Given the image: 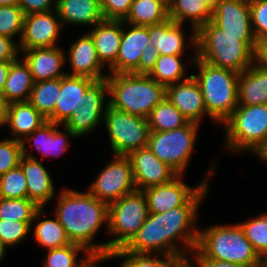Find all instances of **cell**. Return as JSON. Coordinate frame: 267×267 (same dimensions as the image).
I'll list each match as a JSON object with an SVG mask.
<instances>
[{
  "label": "cell",
  "mask_w": 267,
  "mask_h": 267,
  "mask_svg": "<svg viewBox=\"0 0 267 267\" xmlns=\"http://www.w3.org/2000/svg\"><path fill=\"white\" fill-rule=\"evenodd\" d=\"M238 224L258 255L267 253V213Z\"/></svg>",
  "instance_id": "39"
},
{
  "label": "cell",
  "mask_w": 267,
  "mask_h": 267,
  "mask_svg": "<svg viewBox=\"0 0 267 267\" xmlns=\"http://www.w3.org/2000/svg\"><path fill=\"white\" fill-rule=\"evenodd\" d=\"M36 224L33 228L34 238L43 248L55 249L71 243L56 216L53 219L41 220Z\"/></svg>",
  "instance_id": "36"
},
{
  "label": "cell",
  "mask_w": 267,
  "mask_h": 267,
  "mask_svg": "<svg viewBox=\"0 0 267 267\" xmlns=\"http://www.w3.org/2000/svg\"><path fill=\"white\" fill-rule=\"evenodd\" d=\"M192 259L194 258V263L196 262L198 267H246L240 264H235L232 262H224V261H218V260H212L208 258L202 257L195 249L192 251ZM193 262L189 261V258H187L185 264L188 267H195L192 264Z\"/></svg>",
  "instance_id": "49"
},
{
  "label": "cell",
  "mask_w": 267,
  "mask_h": 267,
  "mask_svg": "<svg viewBox=\"0 0 267 267\" xmlns=\"http://www.w3.org/2000/svg\"><path fill=\"white\" fill-rule=\"evenodd\" d=\"M105 95H108L106 79L95 81L84 93L82 105L75 108L63 124L64 127H67L75 137H81L95 130L101 118L103 120L109 105Z\"/></svg>",
  "instance_id": "13"
},
{
  "label": "cell",
  "mask_w": 267,
  "mask_h": 267,
  "mask_svg": "<svg viewBox=\"0 0 267 267\" xmlns=\"http://www.w3.org/2000/svg\"><path fill=\"white\" fill-rule=\"evenodd\" d=\"M61 88V78L34 82L29 103L46 119L54 112Z\"/></svg>",
  "instance_id": "33"
},
{
  "label": "cell",
  "mask_w": 267,
  "mask_h": 267,
  "mask_svg": "<svg viewBox=\"0 0 267 267\" xmlns=\"http://www.w3.org/2000/svg\"><path fill=\"white\" fill-rule=\"evenodd\" d=\"M168 15L181 24L189 20L193 27L189 40L196 50V31L212 20V9L203 0H173L168 6Z\"/></svg>",
  "instance_id": "29"
},
{
  "label": "cell",
  "mask_w": 267,
  "mask_h": 267,
  "mask_svg": "<svg viewBox=\"0 0 267 267\" xmlns=\"http://www.w3.org/2000/svg\"><path fill=\"white\" fill-rule=\"evenodd\" d=\"M57 127L58 124L47 120L39 128L34 130L31 135H28L21 141L22 146H26V143L30 142V146L33 143L38 152L44 156H61L70 146L68 137H76L67 127H63L66 133L57 130Z\"/></svg>",
  "instance_id": "24"
},
{
  "label": "cell",
  "mask_w": 267,
  "mask_h": 267,
  "mask_svg": "<svg viewBox=\"0 0 267 267\" xmlns=\"http://www.w3.org/2000/svg\"><path fill=\"white\" fill-rule=\"evenodd\" d=\"M129 158L136 190L165 184L178 174L163 161H160L146 146L130 152Z\"/></svg>",
  "instance_id": "15"
},
{
  "label": "cell",
  "mask_w": 267,
  "mask_h": 267,
  "mask_svg": "<svg viewBox=\"0 0 267 267\" xmlns=\"http://www.w3.org/2000/svg\"><path fill=\"white\" fill-rule=\"evenodd\" d=\"M5 116H0V127L4 125Z\"/></svg>",
  "instance_id": "59"
},
{
  "label": "cell",
  "mask_w": 267,
  "mask_h": 267,
  "mask_svg": "<svg viewBox=\"0 0 267 267\" xmlns=\"http://www.w3.org/2000/svg\"><path fill=\"white\" fill-rule=\"evenodd\" d=\"M177 267H187L186 264H179Z\"/></svg>",
  "instance_id": "61"
},
{
  "label": "cell",
  "mask_w": 267,
  "mask_h": 267,
  "mask_svg": "<svg viewBox=\"0 0 267 267\" xmlns=\"http://www.w3.org/2000/svg\"><path fill=\"white\" fill-rule=\"evenodd\" d=\"M253 64L267 70V35L259 37L255 41Z\"/></svg>",
  "instance_id": "50"
},
{
  "label": "cell",
  "mask_w": 267,
  "mask_h": 267,
  "mask_svg": "<svg viewBox=\"0 0 267 267\" xmlns=\"http://www.w3.org/2000/svg\"><path fill=\"white\" fill-rule=\"evenodd\" d=\"M22 156L21 141L13 138L0 141V176L19 166Z\"/></svg>",
  "instance_id": "43"
},
{
  "label": "cell",
  "mask_w": 267,
  "mask_h": 267,
  "mask_svg": "<svg viewBox=\"0 0 267 267\" xmlns=\"http://www.w3.org/2000/svg\"><path fill=\"white\" fill-rule=\"evenodd\" d=\"M220 0H203L212 10L216 7Z\"/></svg>",
  "instance_id": "56"
},
{
  "label": "cell",
  "mask_w": 267,
  "mask_h": 267,
  "mask_svg": "<svg viewBox=\"0 0 267 267\" xmlns=\"http://www.w3.org/2000/svg\"><path fill=\"white\" fill-rule=\"evenodd\" d=\"M0 198H28L27 181L20 166L0 176Z\"/></svg>",
  "instance_id": "40"
},
{
  "label": "cell",
  "mask_w": 267,
  "mask_h": 267,
  "mask_svg": "<svg viewBox=\"0 0 267 267\" xmlns=\"http://www.w3.org/2000/svg\"><path fill=\"white\" fill-rule=\"evenodd\" d=\"M19 52L17 41L0 35V62L16 60L19 57Z\"/></svg>",
  "instance_id": "48"
},
{
  "label": "cell",
  "mask_w": 267,
  "mask_h": 267,
  "mask_svg": "<svg viewBox=\"0 0 267 267\" xmlns=\"http://www.w3.org/2000/svg\"><path fill=\"white\" fill-rule=\"evenodd\" d=\"M62 27L64 26L56 9L44 13L26 14L22 36L20 41L18 39L19 51L56 46Z\"/></svg>",
  "instance_id": "14"
},
{
  "label": "cell",
  "mask_w": 267,
  "mask_h": 267,
  "mask_svg": "<svg viewBox=\"0 0 267 267\" xmlns=\"http://www.w3.org/2000/svg\"><path fill=\"white\" fill-rule=\"evenodd\" d=\"M252 29L255 38L267 35V0H250Z\"/></svg>",
  "instance_id": "44"
},
{
  "label": "cell",
  "mask_w": 267,
  "mask_h": 267,
  "mask_svg": "<svg viewBox=\"0 0 267 267\" xmlns=\"http://www.w3.org/2000/svg\"><path fill=\"white\" fill-rule=\"evenodd\" d=\"M7 103L4 101L2 92L0 91V116H5Z\"/></svg>",
  "instance_id": "53"
},
{
  "label": "cell",
  "mask_w": 267,
  "mask_h": 267,
  "mask_svg": "<svg viewBox=\"0 0 267 267\" xmlns=\"http://www.w3.org/2000/svg\"><path fill=\"white\" fill-rule=\"evenodd\" d=\"M166 98L189 122L200 124L202 117L208 116L201 88L193 75L167 86Z\"/></svg>",
  "instance_id": "16"
},
{
  "label": "cell",
  "mask_w": 267,
  "mask_h": 267,
  "mask_svg": "<svg viewBox=\"0 0 267 267\" xmlns=\"http://www.w3.org/2000/svg\"><path fill=\"white\" fill-rule=\"evenodd\" d=\"M11 61L0 62V91L2 92L8 77Z\"/></svg>",
  "instance_id": "51"
},
{
  "label": "cell",
  "mask_w": 267,
  "mask_h": 267,
  "mask_svg": "<svg viewBox=\"0 0 267 267\" xmlns=\"http://www.w3.org/2000/svg\"><path fill=\"white\" fill-rule=\"evenodd\" d=\"M96 80L66 74L61 78V88L52 115L47 119L58 125L64 124L75 108L82 105L83 95Z\"/></svg>",
  "instance_id": "20"
},
{
  "label": "cell",
  "mask_w": 267,
  "mask_h": 267,
  "mask_svg": "<svg viewBox=\"0 0 267 267\" xmlns=\"http://www.w3.org/2000/svg\"><path fill=\"white\" fill-rule=\"evenodd\" d=\"M199 206L182 205L165 213H149L145 223L122 249L151 255L157 252L185 264L187 254L191 255L189 252L196 248L198 241L199 228L194 224ZM177 239L183 242L184 247H178Z\"/></svg>",
  "instance_id": "1"
},
{
  "label": "cell",
  "mask_w": 267,
  "mask_h": 267,
  "mask_svg": "<svg viewBox=\"0 0 267 267\" xmlns=\"http://www.w3.org/2000/svg\"><path fill=\"white\" fill-rule=\"evenodd\" d=\"M195 250L204 258L258 267L260 256L239 224L215 225L198 232Z\"/></svg>",
  "instance_id": "6"
},
{
  "label": "cell",
  "mask_w": 267,
  "mask_h": 267,
  "mask_svg": "<svg viewBox=\"0 0 267 267\" xmlns=\"http://www.w3.org/2000/svg\"><path fill=\"white\" fill-rule=\"evenodd\" d=\"M57 0H20L19 7L24 14L44 13L56 9Z\"/></svg>",
  "instance_id": "47"
},
{
  "label": "cell",
  "mask_w": 267,
  "mask_h": 267,
  "mask_svg": "<svg viewBox=\"0 0 267 267\" xmlns=\"http://www.w3.org/2000/svg\"><path fill=\"white\" fill-rule=\"evenodd\" d=\"M20 0H0V6L19 5Z\"/></svg>",
  "instance_id": "54"
},
{
  "label": "cell",
  "mask_w": 267,
  "mask_h": 267,
  "mask_svg": "<svg viewBox=\"0 0 267 267\" xmlns=\"http://www.w3.org/2000/svg\"><path fill=\"white\" fill-rule=\"evenodd\" d=\"M191 63L197 66L198 82L208 117L217 123H224L238 106L239 73L212 66L196 57Z\"/></svg>",
  "instance_id": "5"
},
{
  "label": "cell",
  "mask_w": 267,
  "mask_h": 267,
  "mask_svg": "<svg viewBox=\"0 0 267 267\" xmlns=\"http://www.w3.org/2000/svg\"><path fill=\"white\" fill-rule=\"evenodd\" d=\"M35 221L0 220V244L6 249L23 242Z\"/></svg>",
  "instance_id": "42"
},
{
  "label": "cell",
  "mask_w": 267,
  "mask_h": 267,
  "mask_svg": "<svg viewBox=\"0 0 267 267\" xmlns=\"http://www.w3.org/2000/svg\"><path fill=\"white\" fill-rule=\"evenodd\" d=\"M23 156L20 167L25 175L28 188V199L43 208L47 202L55 197L54 185L51 176L45 167L33 154L27 152L26 146H22Z\"/></svg>",
  "instance_id": "19"
},
{
  "label": "cell",
  "mask_w": 267,
  "mask_h": 267,
  "mask_svg": "<svg viewBox=\"0 0 267 267\" xmlns=\"http://www.w3.org/2000/svg\"><path fill=\"white\" fill-rule=\"evenodd\" d=\"M123 20H102L95 24L90 36L93 39L99 60L110 68L117 59L122 37Z\"/></svg>",
  "instance_id": "23"
},
{
  "label": "cell",
  "mask_w": 267,
  "mask_h": 267,
  "mask_svg": "<svg viewBox=\"0 0 267 267\" xmlns=\"http://www.w3.org/2000/svg\"><path fill=\"white\" fill-rule=\"evenodd\" d=\"M159 56L160 52L157 47H153L150 44L147 45L142 51L138 66L131 73L149 75L155 67L156 61Z\"/></svg>",
  "instance_id": "46"
},
{
  "label": "cell",
  "mask_w": 267,
  "mask_h": 267,
  "mask_svg": "<svg viewBox=\"0 0 267 267\" xmlns=\"http://www.w3.org/2000/svg\"><path fill=\"white\" fill-rule=\"evenodd\" d=\"M135 190L132 165L125 155H115L87 188L92 196L108 205Z\"/></svg>",
  "instance_id": "12"
},
{
  "label": "cell",
  "mask_w": 267,
  "mask_h": 267,
  "mask_svg": "<svg viewBox=\"0 0 267 267\" xmlns=\"http://www.w3.org/2000/svg\"><path fill=\"white\" fill-rule=\"evenodd\" d=\"M80 251L85 253L86 258H81L82 260H79L81 262L78 263L77 257ZM90 255L92 254L82 245L70 243L63 247L49 249L43 267H80Z\"/></svg>",
  "instance_id": "38"
},
{
  "label": "cell",
  "mask_w": 267,
  "mask_h": 267,
  "mask_svg": "<svg viewBox=\"0 0 267 267\" xmlns=\"http://www.w3.org/2000/svg\"><path fill=\"white\" fill-rule=\"evenodd\" d=\"M109 205L88 191L63 189L54 215L63 226L71 243L85 247L91 254L107 256V242L93 243L103 223L108 231Z\"/></svg>",
  "instance_id": "2"
},
{
  "label": "cell",
  "mask_w": 267,
  "mask_h": 267,
  "mask_svg": "<svg viewBox=\"0 0 267 267\" xmlns=\"http://www.w3.org/2000/svg\"><path fill=\"white\" fill-rule=\"evenodd\" d=\"M167 19H169L168 5L162 0H133L123 22L135 26H149L162 23Z\"/></svg>",
  "instance_id": "31"
},
{
  "label": "cell",
  "mask_w": 267,
  "mask_h": 267,
  "mask_svg": "<svg viewBox=\"0 0 267 267\" xmlns=\"http://www.w3.org/2000/svg\"><path fill=\"white\" fill-rule=\"evenodd\" d=\"M25 14L19 5L0 6V35L20 39L23 32Z\"/></svg>",
  "instance_id": "41"
},
{
  "label": "cell",
  "mask_w": 267,
  "mask_h": 267,
  "mask_svg": "<svg viewBox=\"0 0 267 267\" xmlns=\"http://www.w3.org/2000/svg\"><path fill=\"white\" fill-rule=\"evenodd\" d=\"M214 171L212 167L207 177L194 188L181 180L183 175H177L170 182L143 189L148 212L165 213L182 205H200L208 191V179Z\"/></svg>",
  "instance_id": "11"
},
{
  "label": "cell",
  "mask_w": 267,
  "mask_h": 267,
  "mask_svg": "<svg viewBox=\"0 0 267 267\" xmlns=\"http://www.w3.org/2000/svg\"><path fill=\"white\" fill-rule=\"evenodd\" d=\"M130 30L122 28V37L116 62L108 69L110 74L131 73L139 64L142 51L149 45L148 26L128 24Z\"/></svg>",
  "instance_id": "18"
},
{
  "label": "cell",
  "mask_w": 267,
  "mask_h": 267,
  "mask_svg": "<svg viewBox=\"0 0 267 267\" xmlns=\"http://www.w3.org/2000/svg\"><path fill=\"white\" fill-rule=\"evenodd\" d=\"M56 11L62 25H91L104 20L100 0H57Z\"/></svg>",
  "instance_id": "26"
},
{
  "label": "cell",
  "mask_w": 267,
  "mask_h": 267,
  "mask_svg": "<svg viewBox=\"0 0 267 267\" xmlns=\"http://www.w3.org/2000/svg\"><path fill=\"white\" fill-rule=\"evenodd\" d=\"M159 255V256H158ZM157 254L150 257L149 253H132L126 252L122 248L110 252L106 261L112 258H122L120 267H177L179 263L170 256Z\"/></svg>",
  "instance_id": "37"
},
{
  "label": "cell",
  "mask_w": 267,
  "mask_h": 267,
  "mask_svg": "<svg viewBox=\"0 0 267 267\" xmlns=\"http://www.w3.org/2000/svg\"><path fill=\"white\" fill-rule=\"evenodd\" d=\"M166 5L169 6V4L173 1V0H162Z\"/></svg>",
  "instance_id": "60"
},
{
  "label": "cell",
  "mask_w": 267,
  "mask_h": 267,
  "mask_svg": "<svg viewBox=\"0 0 267 267\" xmlns=\"http://www.w3.org/2000/svg\"><path fill=\"white\" fill-rule=\"evenodd\" d=\"M106 261L104 256L92 254L90 255L80 267H96L97 263Z\"/></svg>",
  "instance_id": "52"
},
{
  "label": "cell",
  "mask_w": 267,
  "mask_h": 267,
  "mask_svg": "<svg viewBox=\"0 0 267 267\" xmlns=\"http://www.w3.org/2000/svg\"><path fill=\"white\" fill-rule=\"evenodd\" d=\"M25 53V54H24ZM23 59L28 64L33 81L62 78L67 72L60 71L66 56L64 50L54 47L32 48L23 51Z\"/></svg>",
  "instance_id": "21"
},
{
  "label": "cell",
  "mask_w": 267,
  "mask_h": 267,
  "mask_svg": "<svg viewBox=\"0 0 267 267\" xmlns=\"http://www.w3.org/2000/svg\"><path fill=\"white\" fill-rule=\"evenodd\" d=\"M148 214L142 190H135L109 204L108 232L114 239L107 242V255L123 248L145 223Z\"/></svg>",
  "instance_id": "8"
},
{
  "label": "cell",
  "mask_w": 267,
  "mask_h": 267,
  "mask_svg": "<svg viewBox=\"0 0 267 267\" xmlns=\"http://www.w3.org/2000/svg\"><path fill=\"white\" fill-rule=\"evenodd\" d=\"M46 121L29 101L7 104L4 124L9 126L15 140L22 141Z\"/></svg>",
  "instance_id": "25"
},
{
  "label": "cell",
  "mask_w": 267,
  "mask_h": 267,
  "mask_svg": "<svg viewBox=\"0 0 267 267\" xmlns=\"http://www.w3.org/2000/svg\"><path fill=\"white\" fill-rule=\"evenodd\" d=\"M255 35L225 34L212 21L196 31V57L212 66L241 73L253 64Z\"/></svg>",
  "instance_id": "3"
},
{
  "label": "cell",
  "mask_w": 267,
  "mask_h": 267,
  "mask_svg": "<svg viewBox=\"0 0 267 267\" xmlns=\"http://www.w3.org/2000/svg\"><path fill=\"white\" fill-rule=\"evenodd\" d=\"M150 131H170L186 125L189 121L166 97L158 103L147 117Z\"/></svg>",
  "instance_id": "32"
},
{
  "label": "cell",
  "mask_w": 267,
  "mask_h": 267,
  "mask_svg": "<svg viewBox=\"0 0 267 267\" xmlns=\"http://www.w3.org/2000/svg\"><path fill=\"white\" fill-rule=\"evenodd\" d=\"M109 106L147 118L152 109L166 97V87L149 75L134 73L108 74Z\"/></svg>",
  "instance_id": "4"
},
{
  "label": "cell",
  "mask_w": 267,
  "mask_h": 267,
  "mask_svg": "<svg viewBox=\"0 0 267 267\" xmlns=\"http://www.w3.org/2000/svg\"><path fill=\"white\" fill-rule=\"evenodd\" d=\"M258 158L267 162V146L266 148L259 154Z\"/></svg>",
  "instance_id": "57"
},
{
  "label": "cell",
  "mask_w": 267,
  "mask_h": 267,
  "mask_svg": "<svg viewBox=\"0 0 267 267\" xmlns=\"http://www.w3.org/2000/svg\"><path fill=\"white\" fill-rule=\"evenodd\" d=\"M133 0H100L101 12L105 20H124Z\"/></svg>",
  "instance_id": "45"
},
{
  "label": "cell",
  "mask_w": 267,
  "mask_h": 267,
  "mask_svg": "<svg viewBox=\"0 0 267 267\" xmlns=\"http://www.w3.org/2000/svg\"><path fill=\"white\" fill-rule=\"evenodd\" d=\"M211 21L225 34L254 35L250 0H220L212 10Z\"/></svg>",
  "instance_id": "17"
},
{
  "label": "cell",
  "mask_w": 267,
  "mask_h": 267,
  "mask_svg": "<svg viewBox=\"0 0 267 267\" xmlns=\"http://www.w3.org/2000/svg\"><path fill=\"white\" fill-rule=\"evenodd\" d=\"M68 59L73 72L69 75L85 76L96 81L106 79L107 74H102L104 68L98 58L92 37L85 33L69 47Z\"/></svg>",
  "instance_id": "22"
},
{
  "label": "cell",
  "mask_w": 267,
  "mask_h": 267,
  "mask_svg": "<svg viewBox=\"0 0 267 267\" xmlns=\"http://www.w3.org/2000/svg\"><path fill=\"white\" fill-rule=\"evenodd\" d=\"M113 155H125L146 147L150 133L147 118L117 110L108 105L104 114Z\"/></svg>",
  "instance_id": "10"
},
{
  "label": "cell",
  "mask_w": 267,
  "mask_h": 267,
  "mask_svg": "<svg viewBox=\"0 0 267 267\" xmlns=\"http://www.w3.org/2000/svg\"><path fill=\"white\" fill-rule=\"evenodd\" d=\"M225 146L231 151L259 154L267 146V104L238 105L223 123Z\"/></svg>",
  "instance_id": "7"
},
{
  "label": "cell",
  "mask_w": 267,
  "mask_h": 267,
  "mask_svg": "<svg viewBox=\"0 0 267 267\" xmlns=\"http://www.w3.org/2000/svg\"><path fill=\"white\" fill-rule=\"evenodd\" d=\"M199 124L188 122L170 131H150L147 147L160 160L183 175L195 147Z\"/></svg>",
  "instance_id": "9"
},
{
  "label": "cell",
  "mask_w": 267,
  "mask_h": 267,
  "mask_svg": "<svg viewBox=\"0 0 267 267\" xmlns=\"http://www.w3.org/2000/svg\"><path fill=\"white\" fill-rule=\"evenodd\" d=\"M258 267H267V253L260 256Z\"/></svg>",
  "instance_id": "55"
},
{
  "label": "cell",
  "mask_w": 267,
  "mask_h": 267,
  "mask_svg": "<svg viewBox=\"0 0 267 267\" xmlns=\"http://www.w3.org/2000/svg\"><path fill=\"white\" fill-rule=\"evenodd\" d=\"M41 215L43 208L28 198H0V220L37 221Z\"/></svg>",
  "instance_id": "34"
},
{
  "label": "cell",
  "mask_w": 267,
  "mask_h": 267,
  "mask_svg": "<svg viewBox=\"0 0 267 267\" xmlns=\"http://www.w3.org/2000/svg\"><path fill=\"white\" fill-rule=\"evenodd\" d=\"M238 105L267 104V70L252 64L239 73Z\"/></svg>",
  "instance_id": "28"
},
{
  "label": "cell",
  "mask_w": 267,
  "mask_h": 267,
  "mask_svg": "<svg viewBox=\"0 0 267 267\" xmlns=\"http://www.w3.org/2000/svg\"><path fill=\"white\" fill-rule=\"evenodd\" d=\"M182 55H160L149 76L165 87L187 79Z\"/></svg>",
  "instance_id": "35"
},
{
  "label": "cell",
  "mask_w": 267,
  "mask_h": 267,
  "mask_svg": "<svg viewBox=\"0 0 267 267\" xmlns=\"http://www.w3.org/2000/svg\"><path fill=\"white\" fill-rule=\"evenodd\" d=\"M183 24L172 19L149 25V44L159 49L160 55H183L185 52V36Z\"/></svg>",
  "instance_id": "27"
},
{
  "label": "cell",
  "mask_w": 267,
  "mask_h": 267,
  "mask_svg": "<svg viewBox=\"0 0 267 267\" xmlns=\"http://www.w3.org/2000/svg\"><path fill=\"white\" fill-rule=\"evenodd\" d=\"M22 61V62H21ZM34 81L30 68L25 60L18 58L11 61L8 77L2 95L8 103L28 101Z\"/></svg>",
  "instance_id": "30"
},
{
  "label": "cell",
  "mask_w": 267,
  "mask_h": 267,
  "mask_svg": "<svg viewBox=\"0 0 267 267\" xmlns=\"http://www.w3.org/2000/svg\"><path fill=\"white\" fill-rule=\"evenodd\" d=\"M6 249L0 244V261L4 258Z\"/></svg>",
  "instance_id": "58"
}]
</instances>
